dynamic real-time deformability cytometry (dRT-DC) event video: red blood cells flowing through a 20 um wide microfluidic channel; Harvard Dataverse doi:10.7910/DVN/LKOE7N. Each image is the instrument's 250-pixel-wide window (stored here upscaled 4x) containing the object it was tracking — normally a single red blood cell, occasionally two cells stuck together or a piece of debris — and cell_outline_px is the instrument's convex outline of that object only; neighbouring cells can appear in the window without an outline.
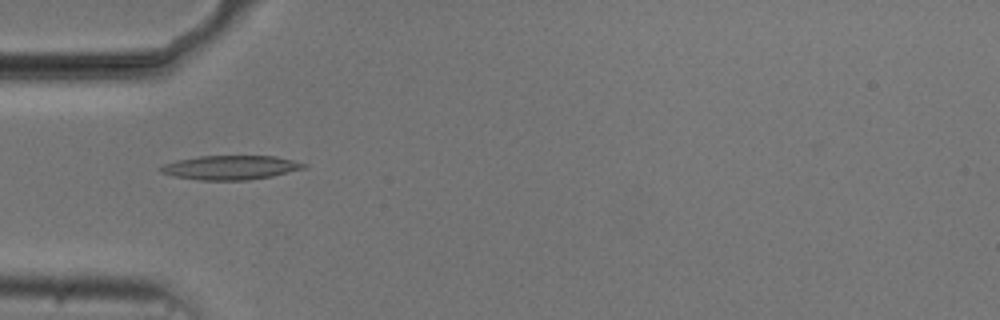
{"species": "common noctule bat (a hibernating species)", "species_latin": "Nyctalus noctula", "temperature_condition": "cold", "stored_images_in_passage": 51, "camera_frame_rate_fps": 3000, "um_per_image_px": 0.085, "animal": {"sex": "male", "body_mass_g": 20.5, "forearm_length_mm": 52.5}, "frame": {"image": 1, "passage_image": 14, "time_ms": 4.333, "image_size_px": [1000, 320], "cell_outline_px": [[308, 168], [272, 176], [248, 180], [200, 180], [172, 176], [160, 172], [156, 168], [164, 164], [176, 160], [200, 156], [276, 156], [308, 164]], "centroid_in_image_um": [19.59, 14.24], "position_along_channel_um": 65.4, "area_um2": 20.35}}
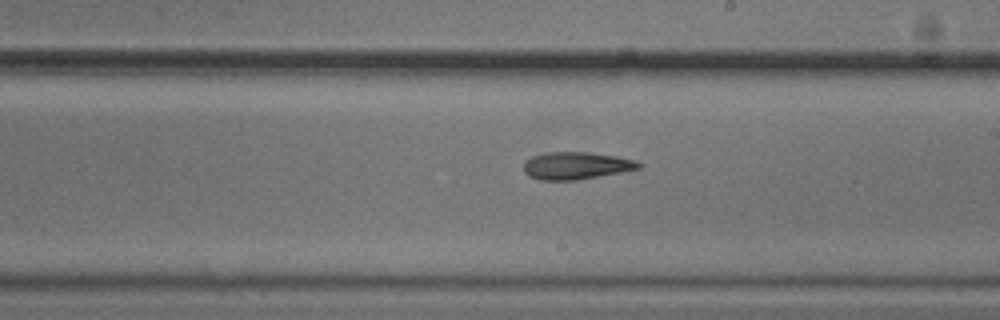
{"frame": {"image": 2, "passage_image": 28, "time_ms": 9.0, "image_size_px": [1000, 320], "cell_outline_px": [[644, 164], [640, 168], [620, 172], [576, 180], [540, 180], [528, 176], [524, 172], [524, 160], [532, 156], [548, 152], [588, 152], [616, 156], [636, 160]], "centroid_in_image_um": [48.96, 14.07], "position_along_channel_um": 240.0, "area_um2": 18.38}}
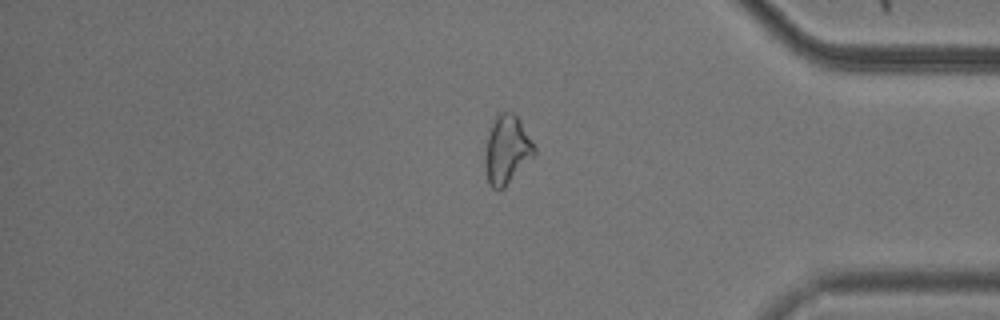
{"frame": {"image": 3, "passage_image": 42, "time_ms": 13.667, "image_size_px": [1000, 320], "cell_outline_px": [[536, 156], [504, 188], [496, 192], [488, 184], [484, 168], [484, 160], [488, 128], [496, 112], [512, 112], [520, 120], [536, 148]], "centroid_in_image_um": [43.06, 12.75], "position_along_channel_um": 392.1, "area_um2": 20.46}, "authors_computed_cell_mechanics": {"area_um2": 19.363, "velocity_mm_per_s": 3.7382, "shape_relaxation_time_tau1_ms": null, "shape_relaxation_time_tau2_ms": 5.6505, "deformation_change_tau1": null, "deformation_change_tau2": 0.1586}}